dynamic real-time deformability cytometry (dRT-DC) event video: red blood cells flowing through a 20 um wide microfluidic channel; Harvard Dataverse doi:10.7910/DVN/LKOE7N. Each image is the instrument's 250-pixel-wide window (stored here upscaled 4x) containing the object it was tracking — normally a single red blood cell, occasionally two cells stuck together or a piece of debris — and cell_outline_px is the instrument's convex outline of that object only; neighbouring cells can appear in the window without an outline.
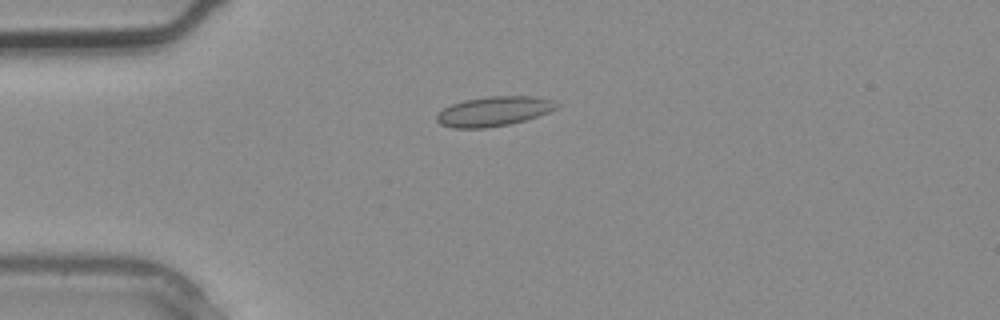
{"species": "common noctule bat (a hibernating species)", "species_latin": "Nyctalus noctula", "temperature_condition": "warm", "stored_images_in_passage": 2, "camera_frame_rate_fps": 3000, "um_per_image_px": 0.085, "animal": {"sex": "male", "body_mass_g": 20.4}, "frame": {"image": 1, "passage_image": 2, "time_ms": 0.333, "image_size_px": [1000, 320], "cell_outline_px": [[560, 104], [556, 108], [548, 112], [524, 120], [508, 124], [488, 128], [452, 128], [440, 124], [436, 120], [436, 116], [444, 108], [452, 104], [464, 100], [488, 96], [532, 96], [556, 100]], "centroid_in_image_um": [41.98, 9.45], "position_along_channel_um": 43.0, "area_um2": 20.69}}